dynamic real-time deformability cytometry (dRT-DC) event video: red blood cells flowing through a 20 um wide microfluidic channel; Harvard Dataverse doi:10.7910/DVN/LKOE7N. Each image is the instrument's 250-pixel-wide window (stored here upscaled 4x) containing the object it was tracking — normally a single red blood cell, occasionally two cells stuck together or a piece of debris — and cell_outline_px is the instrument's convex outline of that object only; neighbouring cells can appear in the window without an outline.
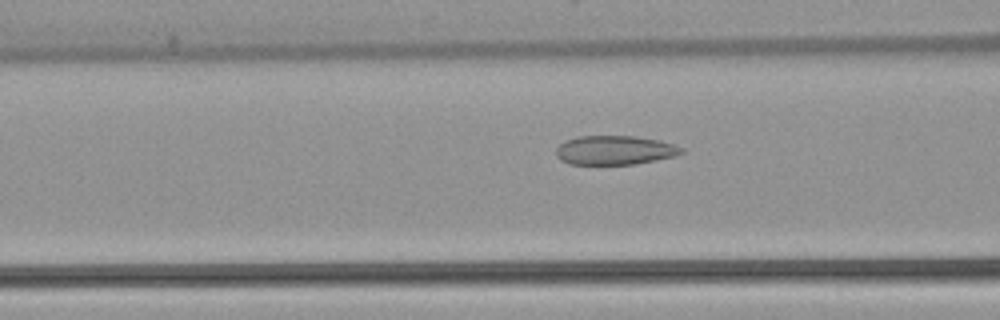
{"species": "common noctule bat (a hibernating species)", "species_latin": "Nyctalus noctula", "temperature_condition": "warm", "stored_images_in_passage": 38, "camera_frame_rate_fps": 3000, "um_per_image_px": 0.085, "animal": {"sex": "female", "body_mass_g": 22.7, "forearm_length_mm": 54.2}, "frame": {"image": 1, "passage_image": 15, "time_ms": 4.667, "image_size_px": [1000, 320], "cell_outline_px": [[684, 152], [676, 156], [636, 164], [568, 164], [560, 160], [556, 156], [556, 148], [564, 140], [576, 136], [636, 136], [660, 140], [684, 148]], "centroid_in_image_um": [52.24, 12.76], "position_along_channel_um": 114.4, "area_um2": 21.5}}
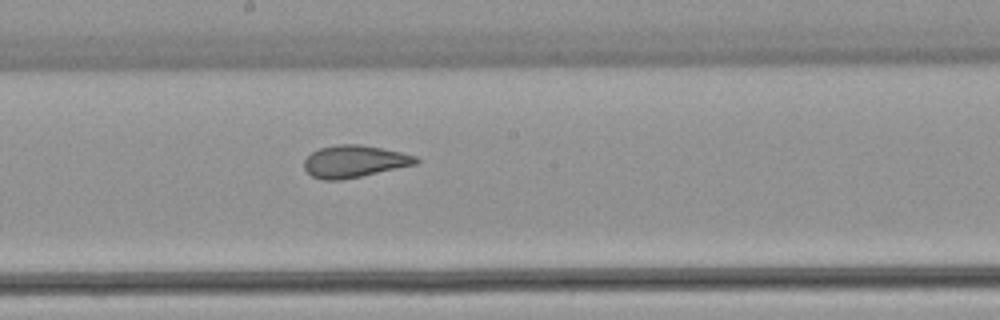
{"frame": {"image": 2, "passage_image": 23, "time_ms": 7.333, "image_size_px": [1000, 320], "cell_outline_px": [[420, 160], [416, 164], [360, 176], [340, 180], [324, 180], [312, 176], [304, 168], [304, 160], [312, 152], [320, 148], [340, 144], [360, 144], [400, 152], [416, 156]], "centroid_in_image_um": [30.1, 13.71], "position_along_channel_um": 218.1, "area_um2": 20.63}}
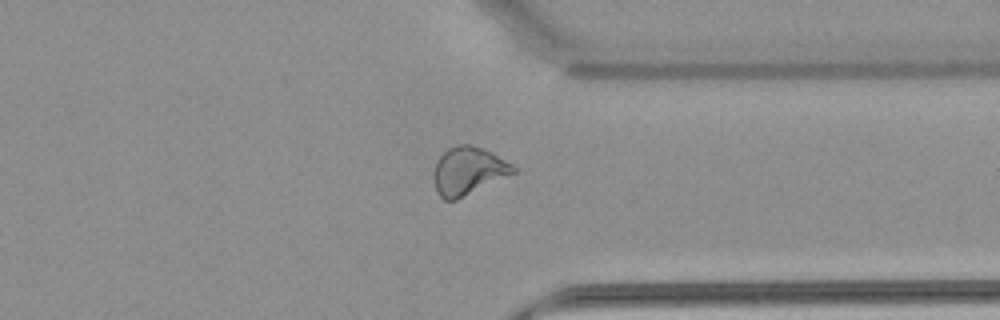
{"frame": {"image": 3, "passage_image": 35, "time_ms": 11.333, "image_size_px": [1000, 320], "cell_outline_px": [[516, 172], [456, 200], [444, 200], [436, 192], [432, 180], [432, 172], [436, 160], [448, 148], [456, 144], [468, 144], [492, 152], [512, 164], [516, 168]], "centroid_in_image_um": [39.74, 14.53], "position_along_channel_um": 371.7, "area_um2": 22.31}}